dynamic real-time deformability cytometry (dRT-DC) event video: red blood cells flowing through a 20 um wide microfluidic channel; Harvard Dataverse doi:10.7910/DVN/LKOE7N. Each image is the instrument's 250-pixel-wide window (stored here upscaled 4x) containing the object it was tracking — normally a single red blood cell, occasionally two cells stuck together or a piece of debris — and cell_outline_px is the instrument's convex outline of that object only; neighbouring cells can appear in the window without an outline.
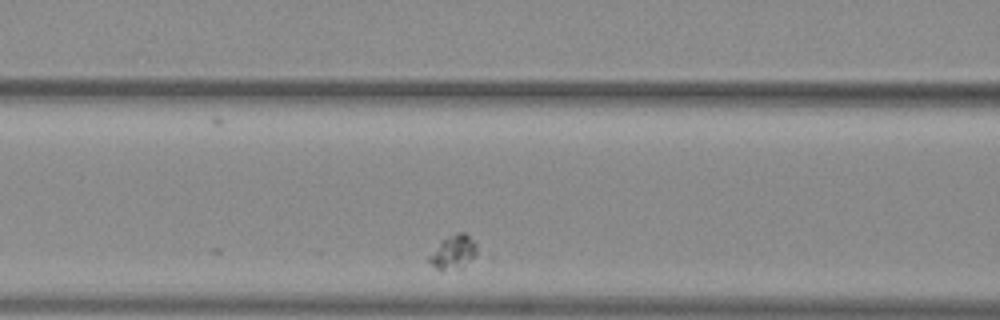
{"species": "common noctule bat (a hibernating species)", "species_latin": "Nyctalus noctula", "temperature_condition": "warm", "stored_images_in_passage": 20, "camera_frame_rate_fps": 3000, "um_per_image_px": 0.085, "animal": {"sex": "female", "body_mass_g": 29.2, "forearm_length_mm": 56.3}, "frame": {"image": 1, "passage_image": 16, "time_ms": 5.0, "image_size_px": [1000, 320], "cell_outline_px": [[496, 256], [460, 268], [436, 268], [428, 260], [428, 256], [440, 240], [448, 236], [460, 232], [468, 232]], "centroid_in_image_um": [38.99, 21.4], "position_along_channel_um": 127.6, "area_um2": 11.56}}
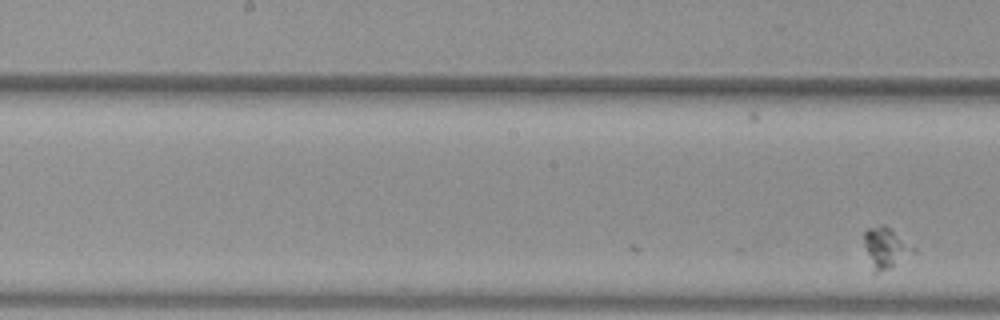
{"frame": {"image": 2, "passage_image": 20, "time_ms": 6.333, "image_size_px": [1000, 320], "cell_outline_px": [[920, 252], [892, 268], [876, 276], [872, 272], [864, 244], [864, 232], [868, 228], [884, 224], [916, 248]], "centroid_in_image_um": [75.33, 21.15], "position_along_channel_um": 172.9, "area_um2": 12.31}}